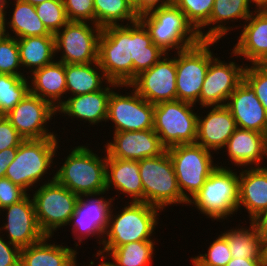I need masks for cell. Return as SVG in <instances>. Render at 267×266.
<instances>
[{
    "label": "cell",
    "instance_id": "obj_16",
    "mask_svg": "<svg viewBox=\"0 0 267 266\" xmlns=\"http://www.w3.org/2000/svg\"><path fill=\"white\" fill-rule=\"evenodd\" d=\"M228 58L233 61H223L216 55L210 60L208 70L200 92V107L225 106L229 96L243 80L245 64H238L232 51Z\"/></svg>",
    "mask_w": 267,
    "mask_h": 266
},
{
    "label": "cell",
    "instance_id": "obj_3",
    "mask_svg": "<svg viewBox=\"0 0 267 266\" xmlns=\"http://www.w3.org/2000/svg\"><path fill=\"white\" fill-rule=\"evenodd\" d=\"M123 203L125 205L119 204L120 210L118 205L113 204L100 249H115L136 241L158 240L155 230L158 229L162 210L144 202Z\"/></svg>",
    "mask_w": 267,
    "mask_h": 266
},
{
    "label": "cell",
    "instance_id": "obj_6",
    "mask_svg": "<svg viewBox=\"0 0 267 266\" xmlns=\"http://www.w3.org/2000/svg\"><path fill=\"white\" fill-rule=\"evenodd\" d=\"M139 161V173L143 185V202L161 209L188 201L182 196L177 184L174 166L166 150L164 153ZM164 209V210H163Z\"/></svg>",
    "mask_w": 267,
    "mask_h": 266
},
{
    "label": "cell",
    "instance_id": "obj_14",
    "mask_svg": "<svg viewBox=\"0 0 267 266\" xmlns=\"http://www.w3.org/2000/svg\"><path fill=\"white\" fill-rule=\"evenodd\" d=\"M120 89L125 94L122 95ZM128 89L129 92H126ZM153 118L154 105L142 98L130 85H117L112 90L106 122H111L113 133L153 129Z\"/></svg>",
    "mask_w": 267,
    "mask_h": 266
},
{
    "label": "cell",
    "instance_id": "obj_22",
    "mask_svg": "<svg viewBox=\"0 0 267 266\" xmlns=\"http://www.w3.org/2000/svg\"><path fill=\"white\" fill-rule=\"evenodd\" d=\"M241 28L232 48L235 58L243 59L245 65L267 64V9L257 7Z\"/></svg>",
    "mask_w": 267,
    "mask_h": 266
},
{
    "label": "cell",
    "instance_id": "obj_7",
    "mask_svg": "<svg viewBox=\"0 0 267 266\" xmlns=\"http://www.w3.org/2000/svg\"><path fill=\"white\" fill-rule=\"evenodd\" d=\"M166 150L174 166L179 190L189 202L218 167L219 157L215 158L214 152L196 143L178 144Z\"/></svg>",
    "mask_w": 267,
    "mask_h": 266
},
{
    "label": "cell",
    "instance_id": "obj_30",
    "mask_svg": "<svg viewBox=\"0 0 267 266\" xmlns=\"http://www.w3.org/2000/svg\"><path fill=\"white\" fill-rule=\"evenodd\" d=\"M51 238L54 236H45L39 242L21 248L20 266H67L79 255L74 247L64 242L58 244Z\"/></svg>",
    "mask_w": 267,
    "mask_h": 266
},
{
    "label": "cell",
    "instance_id": "obj_59",
    "mask_svg": "<svg viewBox=\"0 0 267 266\" xmlns=\"http://www.w3.org/2000/svg\"><path fill=\"white\" fill-rule=\"evenodd\" d=\"M267 9V1L262 5Z\"/></svg>",
    "mask_w": 267,
    "mask_h": 266
},
{
    "label": "cell",
    "instance_id": "obj_46",
    "mask_svg": "<svg viewBox=\"0 0 267 266\" xmlns=\"http://www.w3.org/2000/svg\"><path fill=\"white\" fill-rule=\"evenodd\" d=\"M21 248L4 239L0 232V266H20Z\"/></svg>",
    "mask_w": 267,
    "mask_h": 266
},
{
    "label": "cell",
    "instance_id": "obj_31",
    "mask_svg": "<svg viewBox=\"0 0 267 266\" xmlns=\"http://www.w3.org/2000/svg\"><path fill=\"white\" fill-rule=\"evenodd\" d=\"M65 77L66 98L97 92L110 82L98 61L88 64H65Z\"/></svg>",
    "mask_w": 267,
    "mask_h": 266
},
{
    "label": "cell",
    "instance_id": "obj_41",
    "mask_svg": "<svg viewBox=\"0 0 267 266\" xmlns=\"http://www.w3.org/2000/svg\"><path fill=\"white\" fill-rule=\"evenodd\" d=\"M22 70L17 39L5 35L0 40V74L26 76Z\"/></svg>",
    "mask_w": 267,
    "mask_h": 266
},
{
    "label": "cell",
    "instance_id": "obj_20",
    "mask_svg": "<svg viewBox=\"0 0 267 266\" xmlns=\"http://www.w3.org/2000/svg\"><path fill=\"white\" fill-rule=\"evenodd\" d=\"M257 7L259 5L255 0H214L209 21L198 31L199 38L218 41L225 39L234 29L239 31ZM235 22L239 24L236 25Z\"/></svg>",
    "mask_w": 267,
    "mask_h": 266
},
{
    "label": "cell",
    "instance_id": "obj_48",
    "mask_svg": "<svg viewBox=\"0 0 267 266\" xmlns=\"http://www.w3.org/2000/svg\"><path fill=\"white\" fill-rule=\"evenodd\" d=\"M18 147L7 148L0 151V179L5 177L7 167L14 160Z\"/></svg>",
    "mask_w": 267,
    "mask_h": 266
},
{
    "label": "cell",
    "instance_id": "obj_4",
    "mask_svg": "<svg viewBox=\"0 0 267 266\" xmlns=\"http://www.w3.org/2000/svg\"><path fill=\"white\" fill-rule=\"evenodd\" d=\"M236 170V171H235ZM238 170V171H237ZM239 169L217 167L206 179L201 189L190 199L188 206L195 207L215 223L228 220L238 214ZM222 220V221H221Z\"/></svg>",
    "mask_w": 267,
    "mask_h": 266
},
{
    "label": "cell",
    "instance_id": "obj_36",
    "mask_svg": "<svg viewBox=\"0 0 267 266\" xmlns=\"http://www.w3.org/2000/svg\"><path fill=\"white\" fill-rule=\"evenodd\" d=\"M95 24L101 28L126 25L139 20V15L129 0H93Z\"/></svg>",
    "mask_w": 267,
    "mask_h": 266
},
{
    "label": "cell",
    "instance_id": "obj_9",
    "mask_svg": "<svg viewBox=\"0 0 267 266\" xmlns=\"http://www.w3.org/2000/svg\"><path fill=\"white\" fill-rule=\"evenodd\" d=\"M218 42L200 40L197 44L176 52L177 100L200 106L201 88L210 60L216 54L213 49L218 46Z\"/></svg>",
    "mask_w": 267,
    "mask_h": 266
},
{
    "label": "cell",
    "instance_id": "obj_52",
    "mask_svg": "<svg viewBox=\"0 0 267 266\" xmlns=\"http://www.w3.org/2000/svg\"><path fill=\"white\" fill-rule=\"evenodd\" d=\"M6 35L4 28V15H0V40Z\"/></svg>",
    "mask_w": 267,
    "mask_h": 266
},
{
    "label": "cell",
    "instance_id": "obj_26",
    "mask_svg": "<svg viewBox=\"0 0 267 266\" xmlns=\"http://www.w3.org/2000/svg\"><path fill=\"white\" fill-rule=\"evenodd\" d=\"M106 187L107 194H111L110 190L116 191V196H112L114 201L121 199L123 202L124 198L128 202H143V185L139 173V161L112 158L106 154ZM121 195L128 198H122Z\"/></svg>",
    "mask_w": 267,
    "mask_h": 266
},
{
    "label": "cell",
    "instance_id": "obj_12",
    "mask_svg": "<svg viewBox=\"0 0 267 266\" xmlns=\"http://www.w3.org/2000/svg\"><path fill=\"white\" fill-rule=\"evenodd\" d=\"M101 32L95 23L69 21L54 34L56 60L64 64L97 62Z\"/></svg>",
    "mask_w": 267,
    "mask_h": 266
},
{
    "label": "cell",
    "instance_id": "obj_57",
    "mask_svg": "<svg viewBox=\"0 0 267 266\" xmlns=\"http://www.w3.org/2000/svg\"><path fill=\"white\" fill-rule=\"evenodd\" d=\"M259 6H262L267 0H255Z\"/></svg>",
    "mask_w": 267,
    "mask_h": 266
},
{
    "label": "cell",
    "instance_id": "obj_34",
    "mask_svg": "<svg viewBox=\"0 0 267 266\" xmlns=\"http://www.w3.org/2000/svg\"><path fill=\"white\" fill-rule=\"evenodd\" d=\"M17 43L26 76L56 60L54 36L23 37L18 38Z\"/></svg>",
    "mask_w": 267,
    "mask_h": 266
},
{
    "label": "cell",
    "instance_id": "obj_11",
    "mask_svg": "<svg viewBox=\"0 0 267 266\" xmlns=\"http://www.w3.org/2000/svg\"><path fill=\"white\" fill-rule=\"evenodd\" d=\"M130 56V24L103 27L99 38L98 63L110 82L129 85L133 81Z\"/></svg>",
    "mask_w": 267,
    "mask_h": 266
},
{
    "label": "cell",
    "instance_id": "obj_28",
    "mask_svg": "<svg viewBox=\"0 0 267 266\" xmlns=\"http://www.w3.org/2000/svg\"><path fill=\"white\" fill-rule=\"evenodd\" d=\"M30 93L49 102L57 109L66 99L65 64L55 60L35 70L30 76Z\"/></svg>",
    "mask_w": 267,
    "mask_h": 266
},
{
    "label": "cell",
    "instance_id": "obj_13",
    "mask_svg": "<svg viewBox=\"0 0 267 266\" xmlns=\"http://www.w3.org/2000/svg\"><path fill=\"white\" fill-rule=\"evenodd\" d=\"M105 194L107 195V193H102L79 197L75 212L67 224L69 227L72 226L70 230H72V236H74L75 244L73 246L75 245V250L78 251L80 249L79 245L81 246L85 240L87 242V239L94 237L97 245H99V250L97 247L95 250L100 252L110 212L113 204H115L113 197H109V195L106 197Z\"/></svg>",
    "mask_w": 267,
    "mask_h": 266
},
{
    "label": "cell",
    "instance_id": "obj_43",
    "mask_svg": "<svg viewBox=\"0 0 267 266\" xmlns=\"http://www.w3.org/2000/svg\"><path fill=\"white\" fill-rule=\"evenodd\" d=\"M69 21L95 23L93 0H63Z\"/></svg>",
    "mask_w": 267,
    "mask_h": 266
},
{
    "label": "cell",
    "instance_id": "obj_50",
    "mask_svg": "<svg viewBox=\"0 0 267 266\" xmlns=\"http://www.w3.org/2000/svg\"><path fill=\"white\" fill-rule=\"evenodd\" d=\"M226 266H266L264 259L232 258Z\"/></svg>",
    "mask_w": 267,
    "mask_h": 266
},
{
    "label": "cell",
    "instance_id": "obj_24",
    "mask_svg": "<svg viewBox=\"0 0 267 266\" xmlns=\"http://www.w3.org/2000/svg\"><path fill=\"white\" fill-rule=\"evenodd\" d=\"M118 84L109 82L102 90L82 95L68 97L56 109L57 116L62 115L71 121H81L88 123V127L106 124L108 103L112 90ZM112 87V88H111ZM67 116V117H66ZM76 119V120H75Z\"/></svg>",
    "mask_w": 267,
    "mask_h": 266
},
{
    "label": "cell",
    "instance_id": "obj_33",
    "mask_svg": "<svg viewBox=\"0 0 267 266\" xmlns=\"http://www.w3.org/2000/svg\"><path fill=\"white\" fill-rule=\"evenodd\" d=\"M130 54L134 80L139 73L150 69L166 53L153 43L147 28L138 20L130 24Z\"/></svg>",
    "mask_w": 267,
    "mask_h": 266
},
{
    "label": "cell",
    "instance_id": "obj_27",
    "mask_svg": "<svg viewBox=\"0 0 267 266\" xmlns=\"http://www.w3.org/2000/svg\"><path fill=\"white\" fill-rule=\"evenodd\" d=\"M238 211L247 212L253 221L267 209V166L239 169Z\"/></svg>",
    "mask_w": 267,
    "mask_h": 266
},
{
    "label": "cell",
    "instance_id": "obj_53",
    "mask_svg": "<svg viewBox=\"0 0 267 266\" xmlns=\"http://www.w3.org/2000/svg\"><path fill=\"white\" fill-rule=\"evenodd\" d=\"M9 0H0V15H4Z\"/></svg>",
    "mask_w": 267,
    "mask_h": 266
},
{
    "label": "cell",
    "instance_id": "obj_8",
    "mask_svg": "<svg viewBox=\"0 0 267 266\" xmlns=\"http://www.w3.org/2000/svg\"><path fill=\"white\" fill-rule=\"evenodd\" d=\"M197 107L181 100L154 105L153 129L166 148L196 143L199 111H195Z\"/></svg>",
    "mask_w": 267,
    "mask_h": 266
},
{
    "label": "cell",
    "instance_id": "obj_23",
    "mask_svg": "<svg viewBox=\"0 0 267 266\" xmlns=\"http://www.w3.org/2000/svg\"><path fill=\"white\" fill-rule=\"evenodd\" d=\"M203 108L205 112L200 111ZM198 110L207 113H198L196 144L218 155L237 128L235 119L226 106H202Z\"/></svg>",
    "mask_w": 267,
    "mask_h": 266
},
{
    "label": "cell",
    "instance_id": "obj_40",
    "mask_svg": "<svg viewBox=\"0 0 267 266\" xmlns=\"http://www.w3.org/2000/svg\"><path fill=\"white\" fill-rule=\"evenodd\" d=\"M186 20L198 32L210 19L214 0H173Z\"/></svg>",
    "mask_w": 267,
    "mask_h": 266
},
{
    "label": "cell",
    "instance_id": "obj_25",
    "mask_svg": "<svg viewBox=\"0 0 267 266\" xmlns=\"http://www.w3.org/2000/svg\"><path fill=\"white\" fill-rule=\"evenodd\" d=\"M225 106L230 110L238 128L267 135L265 108L244 79L229 96Z\"/></svg>",
    "mask_w": 267,
    "mask_h": 266
},
{
    "label": "cell",
    "instance_id": "obj_29",
    "mask_svg": "<svg viewBox=\"0 0 267 266\" xmlns=\"http://www.w3.org/2000/svg\"><path fill=\"white\" fill-rule=\"evenodd\" d=\"M8 13H11V15ZM4 28L7 36L15 37L16 39L32 36H54L38 17L35 6L22 0L8 1L4 13Z\"/></svg>",
    "mask_w": 267,
    "mask_h": 266
},
{
    "label": "cell",
    "instance_id": "obj_19",
    "mask_svg": "<svg viewBox=\"0 0 267 266\" xmlns=\"http://www.w3.org/2000/svg\"><path fill=\"white\" fill-rule=\"evenodd\" d=\"M224 152H226L224 156L227 155V161H223V164L218 161L219 167L231 168L232 165L236 166L235 168L267 166V163L264 162L265 159L267 160V135L237 127L219 154Z\"/></svg>",
    "mask_w": 267,
    "mask_h": 266
},
{
    "label": "cell",
    "instance_id": "obj_17",
    "mask_svg": "<svg viewBox=\"0 0 267 266\" xmlns=\"http://www.w3.org/2000/svg\"><path fill=\"white\" fill-rule=\"evenodd\" d=\"M129 85L153 105L177 100L176 53L164 54L150 69L139 73Z\"/></svg>",
    "mask_w": 267,
    "mask_h": 266
},
{
    "label": "cell",
    "instance_id": "obj_38",
    "mask_svg": "<svg viewBox=\"0 0 267 266\" xmlns=\"http://www.w3.org/2000/svg\"><path fill=\"white\" fill-rule=\"evenodd\" d=\"M218 236V237H216ZM214 236L213 241L206 249L207 253L190 257L192 266H226L232 259L227 239L220 233Z\"/></svg>",
    "mask_w": 267,
    "mask_h": 266
},
{
    "label": "cell",
    "instance_id": "obj_21",
    "mask_svg": "<svg viewBox=\"0 0 267 266\" xmlns=\"http://www.w3.org/2000/svg\"><path fill=\"white\" fill-rule=\"evenodd\" d=\"M111 139L102 148L112 158L142 160L158 156L166 151L154 129L110 133ZM111 140V141H110Z\"/></svg>",
    "mask_w": 267,
    "mask_h": 266
},
{
    "label": "cell",
    "instance_id": "obj_18",
    "mask_svg": "<svg viewBox=\"0 0 267 266\" xmlns=\"http://www.w3.org/2000/svg\"><path fill=\"white\" fill-rule=\"evenodd\" d=\"M0 215L4 218L0 226L1 234L10 243L20 248L37 243L46 236L39 227L30 194L21 201L1 209ZM3 231H5L4 234Z\"/></svg>",
    "mask_w": 267,
    "mask_h": 266
},
{
    "label": "cell",
    "instance_id": "obj_45",
    "mask_svg": "<svg viewBox=\"0 0 267 266\" xmlns=\"http://www.w3.org/2000/svg\"><path fill=\"white\" fill-rule=\"evenodd\" d=\"M23 140L5 115H0V151L18 147Z\"/></svg>",
    "mask_w": 267,
    "mask_h": 266
},
{
    "label": "cell",
    "instance_id": "obj_56",
    "mask_svg": "<svg viewBox=\"0 0 267 266\" xmlns=\"http://www.w3.org/2000/svg\"><path fill=\"white\" fill-rule=\"evenodd\" d=\"M264 260L267 261V240L264 242Z\"/></svg>",
    "mask_w": 267,
    "mask_h": 266
},
{
    "label": "cell",
    "instance_id": "obj_1",
    "mask_svg": "<svg viewBox=\"0 0 267 266\" xmlns=\"http://www.w3.org/2000/svg\"><path fill=\"white\" fill-rule=\"evenodd\" d=\"M59 138L60 136L23 140L17 148L14 160L6 169L5 177L29 194L37 186L54 180L55 170L53 169L56 168L54 164L57 162L54 160L56 158L61 160L58 157L61 156L58 150L63 147L60 146V142L63 141H59Z\"/></svg>",
    "mask_w": 267,
    "mask_h": 266
},
{
    "label": "cell",
    "instance_id": "obj_54",
    "mask_svg": "<svg viewBox=\"0 0 267 266\" xmlns=\"http://www.w3.org/2000/svg\"><path fill=\"white\" fill-rule=\"evenodd\" d=\"M22 1H24L26 3H30V4H32L34 6H36V5H38V4H40V3L44 2V1H47V0H22Z\"/></svg>",
    "mask_w": 267,
    "mask_h": 266
},
{
    "label": "cell",
    "instance_id": "obj_2",
    "mask_svg": "<svg viewBox=\"0 0 267 266\" xmlns=\"http://www.w3.org/2000/svg\"><path fill=\"white\" fill-rule=\"evenodd\" d=\"M89 145L71 147L69 154L61 158L62 161L57 162L59 167L55 168V179L79 196L107 193L106 151L99 146L105 154L102 155Z\"/></svg>",
    "mask_w": 267,
    "mask_h": 266
},
{
    "label": "cell",
    "instance_id": "obj_49",
    "mask_svg": "<svg viewBox=\"0 0 267 266\" xmlns=\"http://www.w3.org/2000/svg\"><path fill=\"white\" fill-rule=\"evenodd\" d=\"M253 222L257 225L259 235L265 242L267 240V209L258 215Z\"/></svg>",
    "mask_w": 267,
    "mask_h": 266
},
{
    "label": "cell",
    "instance_id": "obj_10",
    "mask_svg": "<svg viewBox=\"0 0 267 266\" xmlns=\"http://www.w3.org/2000/svg\"><path fill=\"white\" fill-rule=\"evenodd\" d=\"M35 189L30 195L39 227L46 236H54L62 227L66 229L80 196L62 186L56 179Z\"/></svg>",
    "mask_w": 267,
    "mask_h": 266
},
{
    "label": "cell",
    "instance_id": "obj_35",
    "mask_svg": "<svg viewBox=\"0 0 267 266\" xmlns=\"http://www.w3.org/2000/svg\"><path fill=\"white\" fill-rule=\"evenodd\" d=\"M155 241H136L118 246L115 249H100L108 255L117 266H152Z\"/></svg>",
    "mask_w": 267,
    "mask_h": 266
},
{
    "label": "cell",
    "instance_id": "obj_42",
    "mask_svg": "<svg viewBox=\"0 0 267 266\" xmlns=\"http://www.w3.org/2000/svg\"><path fill=\"white\" fill-rule=\"evenodd\" d=\"M243 79L255 91L257 98L267 113V64H247Z\"/></svg>",
    "mask_w": 267,
    "mask_h": 266
},
{
    "label": "cell",
    "instance_id": "obj_37",
    "mask_svg": "<svg viewBox=\"0 0 267 266\" xmlns=\"http://www.w3.org/2000/svg\"><path fill=\"white\" fill-rule=\"evenodd\" d=\"M29 92L28 76L0 74V115L10 112Z\"/></svg>",
    "mask_w": 267,
    "mask_h": 266
},
{
    "label": "cell",
    "instance_id": "obj_15",
    "mask_svg": "<svg viewBox=\"0 0 267 266\" xmlns=\"http://www.w3.org/2000/svg\"><path fill=\"white\" fill-rule=\"evenodd\" d=\"M5 117L24 139H42L60 136L51 128L57 110L47 101L30 92ZM50 125V129L49 125ZM52 129V132H51Z\"/></svg>",
    "mask_w": 267,
    "mask_h": 266
},
{
    "label": "cell",
    "instance_id": "obj_51",
    "mask_svg": "<svg viewBox=\"0 0 267 266\" xmlns=\"http://www.w3.org/2000/svg\"><path fill=\"white\" fill-rule=\"evenodd\" d=\"M96 255L95 258L96 260L99 259L100 261H98V263H96L95 261V258L94 260H90L89 261V266H117L114 261L106 254H103L99 251H97V253L95 252Z\"/></svg>",
    "mask_w": 267,
    "mask_h": 266
},
{
    "label": "cell",
    "instance_id": "obj_55",
    "mask_svg": "<svg viewBox=\"0 0 267 266\" xmlns=\"http://www.w3.org/2000/svg\"><path fill=\"white\" fill-rule=\"evenodd\" d=\"M78 257L76 256L67 266H80L79 265V263H77L78 262V259H77ZM82 266V265H81ZM83 266H85V263H84V265ZM87 266V265H86ZM89 266V265H88Z\"/></svg>",
    "mask_w": 267,
    "mask_h": 266
},
{
    "label": "cell",
    "instance_id": "obj_5",
    "mask_svg": "<svg viewBox=\"0 0 267 266\" xmlns=\"http://www.w3.org/2000/svg\"><path fill=\"white\" fill-rule=\"evenodd\" d=\"M153 43L165 53H176L197 44L198 32L174 4L151 10L139 16Z\"/></svg>",
    "mask_w": 267,
    "mask_h": 266
},
{
    "label": "cell",
    "instance_id": "obj_44",
    "mask_svg": "<svg viewBox=\"0 0 267 266\" xmlns=\"http://www.w3.org/2000/svg\"><path fill=\"white\" fill-rule=\"evenodd\" d=\"M29 193L4 177L0 179V210L24 199Z\"/></svg>",
    "mask_w": 267,
    "mask_h": 266
},
{
    "label": "cell",
    "instance_id": "obj_47",
    "mask_svg": "<svg viewBox=\"0 0 267 266\" xmlns=\"http://www.w3.org/2000/svg\"><path fill=\"white\" fill-rule=\"evenodd\" d=\"M173 0H136V13L140 16L153 9L172 4Z\"/></svg>",
    "mask_w": 267,
    "mask_h": 266
},
{
    "label": "cell",
    "instance_id": "obj_39",
    "mask_svg": "<svg viewBox=\"0 0 267 266\" xmlns=\"http://www.w3.org/2000/svg\"><path fill=\"white\" fill-rule=\"evenodd\" d=\"M35 9L51 34L60 31L69 22L63 0H47L36 5Z\"/></svg>",
    "mask_w": 267,
    "mask_h": 266
},
{
    "label": "cell",
    "instance_id": "obj_32",
    "mask_svg": "<svg viewBox=\"0 0 267 266\" xmlns=\"http://www.w3.org/2000/svg\"><path fill=\"white\" fill-rule=\"evenodd\" d=\"M240 224L220 231L227 239L232 258L264 259V241L259 235L257 225L253 221H247V226Z\"/></svg>",
    "mask_w": 267,
    "mask_h": 266
},
{
    "label": "cell",
    "instance_id": "obj_58",
    "mask_svg": "<svg viewBox=\"0 0 267 266\" xmlns=\"http://www.w3.org/2000/svg\"><path fill=\"white\" fill-rule=\"evenodd\" d=\"M130 2H132L133 8L136 11V0H129Z\"/></svg>",
    "mask_w": 267,
    "mask_h": 266
}]
</instances>
